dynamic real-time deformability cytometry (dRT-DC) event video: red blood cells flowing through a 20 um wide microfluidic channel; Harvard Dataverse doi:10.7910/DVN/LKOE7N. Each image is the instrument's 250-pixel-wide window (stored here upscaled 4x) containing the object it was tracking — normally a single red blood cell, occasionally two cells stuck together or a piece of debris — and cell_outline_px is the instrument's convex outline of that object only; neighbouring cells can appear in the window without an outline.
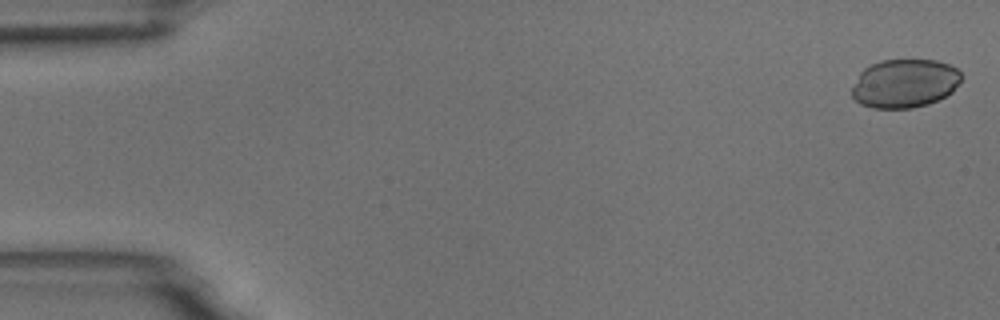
{"species": "common noctule bat (a hibernating species)", "species_latin": "Nyctalus noctula", "temperature_condition": "room temperature", "stored_images_in_passage": 54, "camera_frame_rate_fps": 3000, "um_per_image_px": 0.085, "animal": {"sex": "male", "body_mass_g": 18.8}, "frame": {"image": 1, "passage_image": 2, "time_ms": 0.333, "image_size_px": [1000, 320], "cell_outline_px": [[960, 80], [952, 92], [928, 104], [912, 108], [872, 108], [860, 104], [852, 96], [852, 88], [860, 72], [864, 68], [880, 60], [936, 60], [948, 64], [956, 68], [960, 72]], "centroid_in_image_um": [76.87, 7.09], "position_along_channel_um": 8.1, "area_um2": 30.87}}
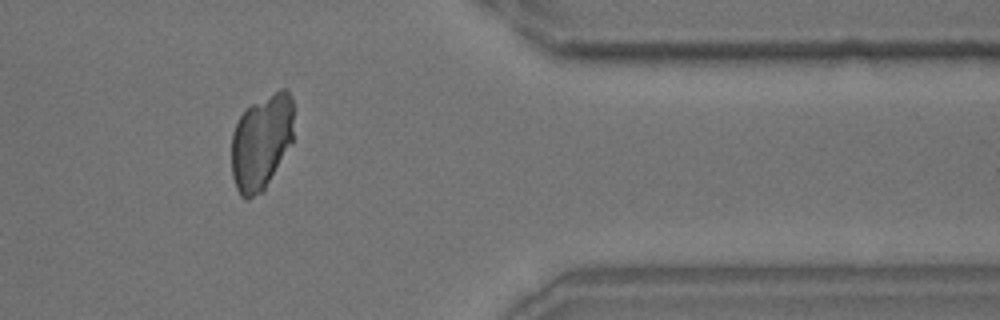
{"frame": {"image": 2, "passage_image": 45, "time_ms": 14.667, "image_size_px": [1000, 320], "cell_outline_px": [[292, 144], [264, 192], [248, 200], [244, 200], [240, 196], [236, 188], [232, 176], [232, 132], [240, 116], [252, 104], [280, 88], [288, 88], [292, 96]], "centroid_in_image_um": [22.22, 12.11], "position_along_channel_um": 389.2, "area_um2": 35.08}}
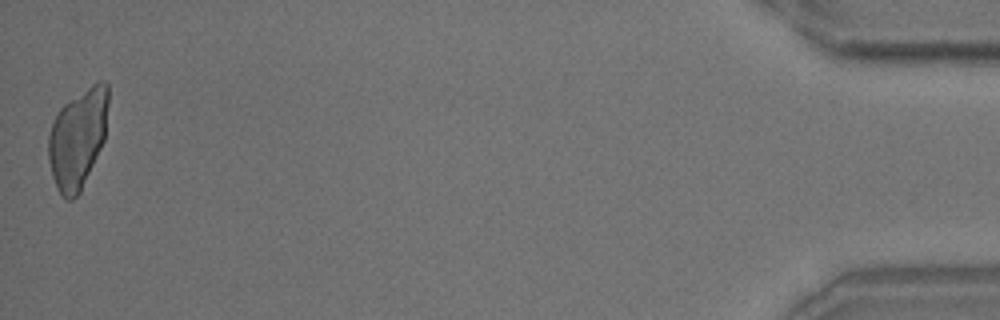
{"frame": {"image": 3, "passage_image": 54, "time_ms": 17.667, "image_size_px": [1000, 320], "cell_outline_px": [[108, 104], [104, 140], [80, 192], [72, 200], [64, 200], [60, 196], [52, 176], [48, 160], [48, 136], [52, 124], [60, 108], [64, 104], [92, 84], [100, 80], [104, 80], [108, 84]], "centroid_in_image_um": [6.6, 11.78], "position_along_channel_um": 428.6, "area_um2": 34.56}}